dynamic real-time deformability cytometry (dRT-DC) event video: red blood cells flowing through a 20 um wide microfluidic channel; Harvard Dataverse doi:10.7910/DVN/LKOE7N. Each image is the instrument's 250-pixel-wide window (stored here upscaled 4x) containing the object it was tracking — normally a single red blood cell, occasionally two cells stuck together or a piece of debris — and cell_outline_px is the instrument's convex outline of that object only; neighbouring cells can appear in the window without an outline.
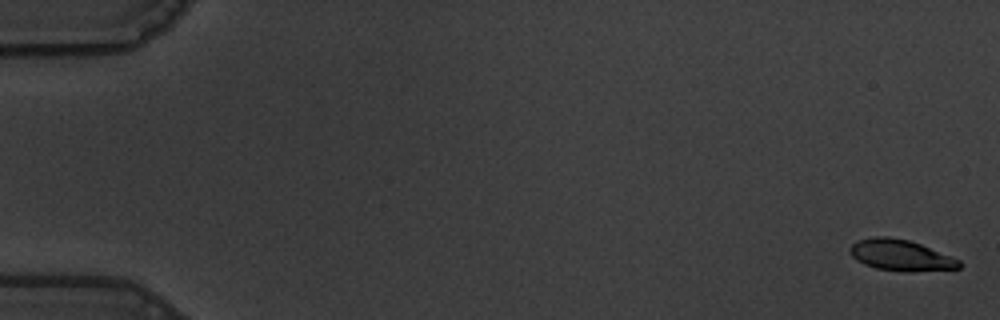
{"species": "common noctule bat (a hibernating species)", "species_latin": "Nyctalus noctula", "temperature_condition": "warm", "stored_images_in_passage": 59, "camera_frame_rate_fps": 3000, "um_per_image_px": 0.085, "animal": {"sex": "male", "body_mass_g": 19.5, "forearm_length_mm": 54.6}, "frame": {"image": 1, "passage_image": 2, "time_ms": 0.333, "image_size_px": [1000, 320], "cell_outline_px": [[964, 264], [960, 268], [904, 272], [876, 268], [864, 264], [856, 260], [848, 252], [848, 248], [852, 244], [860, 240], [872, 236], [888, 236], [908, 240], [920, 244], [952, 256], [960, 260]], "centroid_in_image_um": [76.56, 21.69], "position_along_channel_um": 8.4, "area_um2": 19.88}}
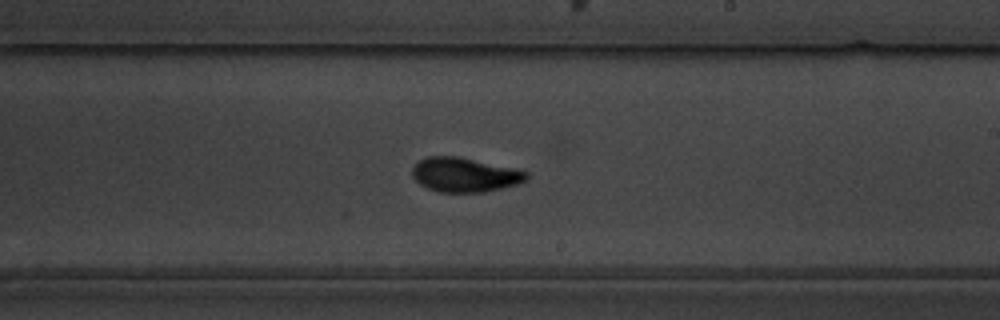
{"frame": {"image": 2, "passage_image": 36, "time_ms": 11.667, "image_size_px": [1000, 320], "cell_outline_px": [[528, 180], [516, 184], [484, 192], [440, 192], [428, 188], [420, 184], [412, 176], [412, 168], [420, 160], [428, 156], [456, 156], [512, 168], [528, 172]], "centroid_in_image_um": [39.48, 14.86], "position_along_channel_um": 249.5, "area_um2": 22.54}}
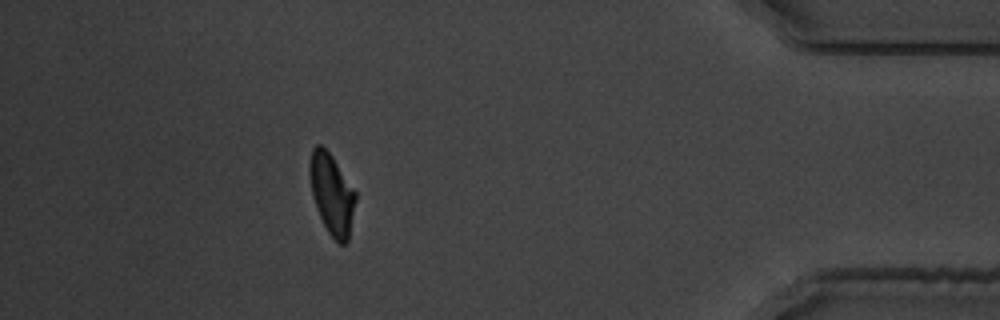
{"frame": {"image": 3, "passage_image": 53, "time_ms": 17.333, "image_size_px": [1000, 320], "cell_outline_px": [[356, 200], [348, 240], [344, 244], [340, 244], [328, 232], [316, 208], [312, 196], [308, 172], [308, 164], [312, 148], [316, 144], [320, 144], [332, 156], [356, 192]], "centroid_in_image_um": [28.18, 16.46], "position_along_channel_um": 407.0, "area_um2": 21.56}, "authors_computed_cell_mechanics": {"area_um2": 21.675, "velocity_mm_per_s": 3.559, "shape_relaxation_time_tau1_ms": 3.4216, "shape_relaxation_time_tau2_ms": 0.9039, "deformation_change_tau1": 0.1497, "deformation_change_tau2": 0.0486}}